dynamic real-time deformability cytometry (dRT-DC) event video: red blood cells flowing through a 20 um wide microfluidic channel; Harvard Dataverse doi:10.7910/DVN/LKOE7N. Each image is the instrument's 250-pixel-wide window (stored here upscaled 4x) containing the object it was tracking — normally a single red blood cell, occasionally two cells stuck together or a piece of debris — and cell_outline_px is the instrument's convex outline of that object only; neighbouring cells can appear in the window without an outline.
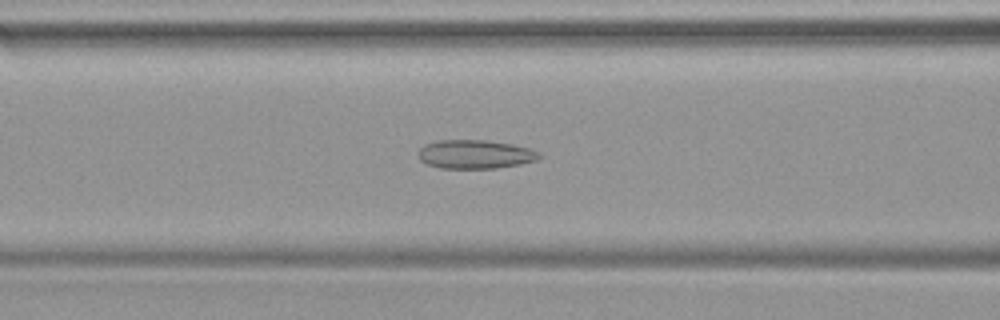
{"species": "common noctule bat (a hibernating species)", "species_latin": "Nyctalus noctula", "temperature_condition": "warm", "stored_images_in_passage": 48, "camera_frame_rate_fps": 3000, "um_per_image_px": 0.085, "animal": {"sex": "female", "body_mass_g": 19.9}, "frame": {"image": 1, "passage_image": 20, "time_ms": 6.333, "image_size_px": [1000, 320], "cell_outline_px": [[544, 156], [536, 160], [520, 164], [496, 168], [440, 168], [428, 164], [420, 160], [420, 148], [424, 144], [436, 140], [484, 140], [512, 144], [532, 148], [540, 152]], "centroid_in_image_um": [40.44, 13.1], "position_along_channel_um": 126.2, "area_um2": 20.35}}
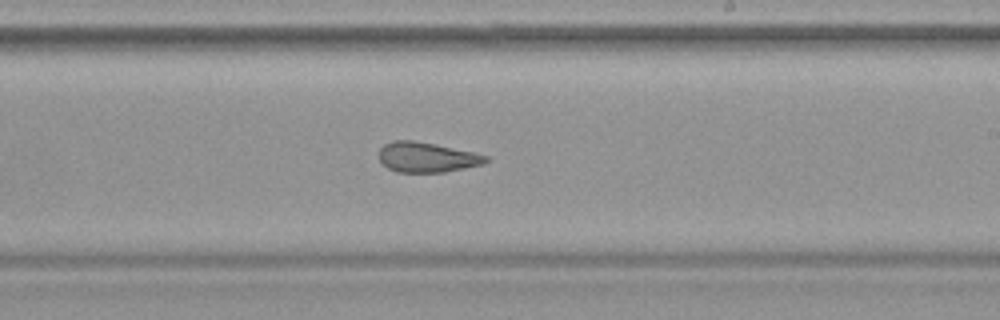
{"frame": {"image": 2, "passage_image": 29, "time_ms": 9.333, "image_size_px": [1000, 320], "cell_outline_px": [[492, 160], [484, 164], [444, 172], [396, 172], [380, 164], [376, 156], [380, 148], [384, 144], [392, 140], [412, 140], [436, 144], [472, 152], [488, 156]], "centroid_in_image_um": [36.23, 13.36], "position_along_channel_um": 252.8, "area_um2": 19.07}}
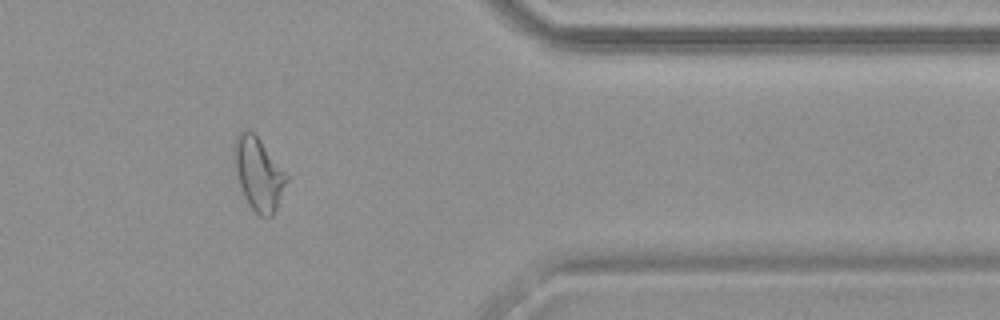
{"frame": {"image": 3, "passage_image": 40, "time_ms": 13.0, "image_size_px": [1000, 320], "cell_outline_px": [[288, 180], [276, 208], [272, 216], [260, 216], [248, 204], [244, 196], [236, 172], [232, 152], [232, 148], [236, 136], [240, 132], [248, 128], [260, 140], [288, 176]], "centroid_in_image_um": [21.94, 14.75], "position_along_channel_um": 389.5, "area_um2": 21.91}}